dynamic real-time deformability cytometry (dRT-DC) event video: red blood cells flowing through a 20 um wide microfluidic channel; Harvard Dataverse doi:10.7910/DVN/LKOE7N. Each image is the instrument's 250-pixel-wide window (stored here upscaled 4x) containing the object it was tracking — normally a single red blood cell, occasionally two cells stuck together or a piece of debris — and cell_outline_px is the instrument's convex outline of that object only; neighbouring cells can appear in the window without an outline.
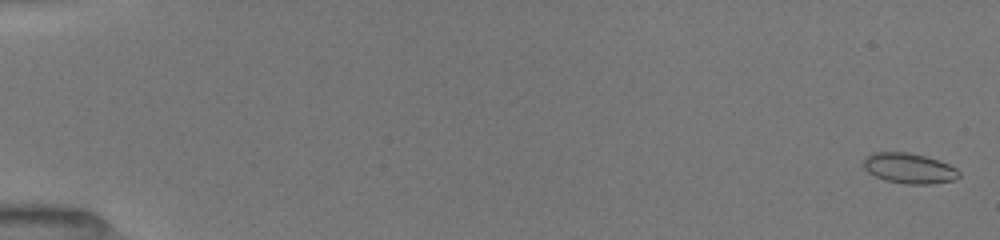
{"species": "common noctule bat (a hibernating species)", "species_latin": "Nyctalus noctula", "temperature_condition": "room temperature", "stored_images_in_passage": 29, "camera_frame_rate_fps": 3000, "um_per_image_px": 0.085, "animal": {"sex": "female", "body_mass_g": 19.5, "forearm_length_mm": 54.1}, "frame": {"image": 1, "passage_image": 1, "time_ms": 0.0, "image_size_px": [1000, 240], "cell_outline_px": [[960, 176], [956, 180], [932, 184], [904, 184], [884, 180], [868, 172], [864, 168], [864, 156], [872, 152], [908, 152], [924, 156], [948, 164], [956, 168], [960, 172]], "centroid_in_image_um": [77.27, 14.31], "position_along_channel_um": 7.7, "area_um2": 16.99}}
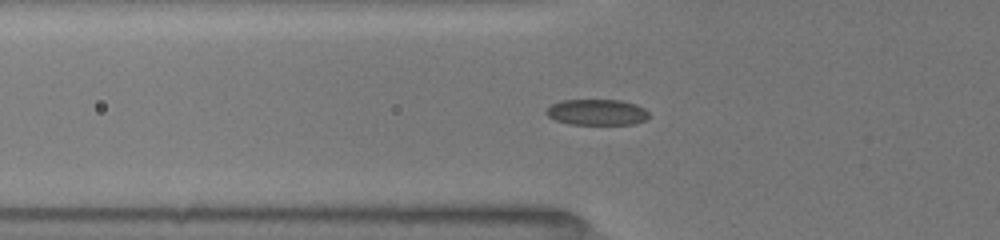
{"frame": {"image": 2, "passage_image": 17, "time_ms": 6.0, "image_size_px": [1000, 240], "cell_outline_px": [[648, 120], [632, 124], [568, 124], [556, 120], [548, 116], [544, 112], [552, 104], [560, 100], [620, 100], [636, 104], [644, 108], [648, 112]], "centroid_in_image_um": [50.74, 9.54], "position_along_channel_um": 75.1, "area_um2": 15.55}}
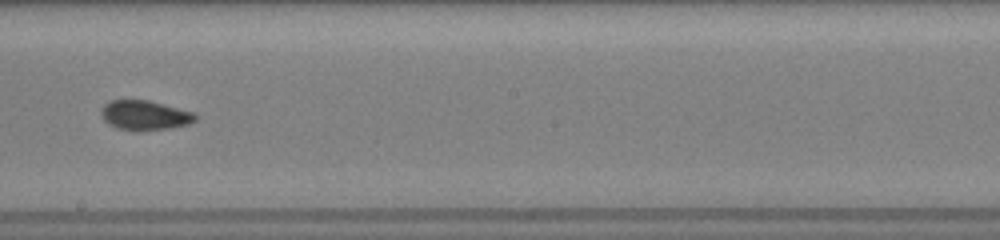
{"frame": {"image": 3, "passage_image": 27, "time_ms": 10.0, "image_size_px": [1000, 240], "cell_outline_px": [[196, 120], [188, 124], [172, 128], [140, 132], [136, 132], [116, 128], [108, 124], [104, 120], [100, 112], [104, 104], [112, 100], [148, 100], [196, 112]], "centroid_in_image_um": [12.31, 9.82], "position_along_channel_um": 235.9, "area_um2": 16.65}}